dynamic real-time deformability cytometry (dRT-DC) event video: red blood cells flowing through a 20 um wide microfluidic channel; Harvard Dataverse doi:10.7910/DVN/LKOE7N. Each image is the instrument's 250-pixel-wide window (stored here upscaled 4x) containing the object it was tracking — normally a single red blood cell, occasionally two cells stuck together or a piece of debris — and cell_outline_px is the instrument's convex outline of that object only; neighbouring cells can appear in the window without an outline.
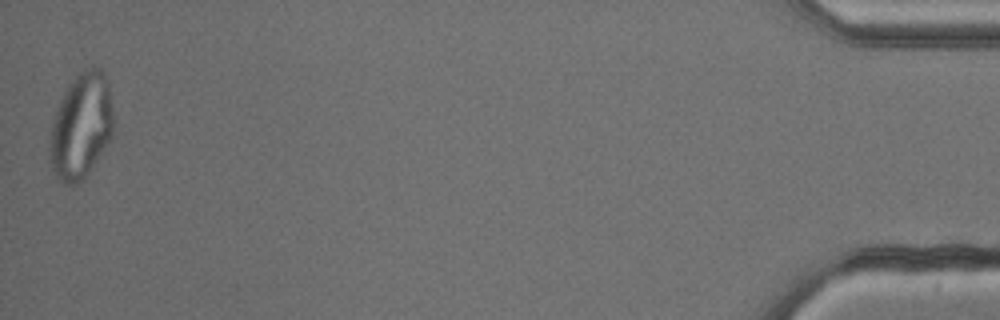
{"species": "common noctule bat (a hibernating species)", "species_latin": "Nyctalus noctula", "temperature_condition": "cold", "stored_images_in_passage": 41, "camera_frame_rate_fps": 3000, "um_per_image_px": 0.085, "animal": {"sex": "male", "body_mass_g": 13.3}, "frame": {"image": 1, "passage_image": 41, "time_ms": 13.333, "image_size_px": [1000, 320], "cell_outline_px": [[112, 132], [108, 140], [92, 168], [84, 180], [76, 184], [64, 184], [56, 176], [52, 168], [48, 148], [52, 124], [60, 100], [68, 84], [84, 68], [92, 64], [100, 68], [104, 72], [108, 84], [112, 108]], "centroid_in_image_um": [6.88, 10.7], "position_along_channel_um": 428.3, "area_um2": 39.02}}